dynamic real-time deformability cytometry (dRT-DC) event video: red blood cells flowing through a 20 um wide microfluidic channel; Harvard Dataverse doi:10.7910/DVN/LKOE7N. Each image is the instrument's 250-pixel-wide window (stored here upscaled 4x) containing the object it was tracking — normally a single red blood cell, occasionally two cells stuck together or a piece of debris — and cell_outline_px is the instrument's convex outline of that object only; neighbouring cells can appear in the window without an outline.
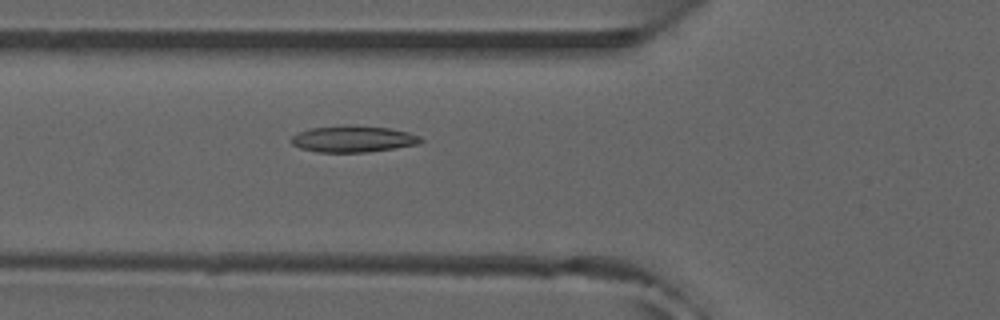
{"species": "common noctule bat (a hibernating species)", "species_latin": "Nyctalus noctula", "temperature_condition": "room temperature", "stored_images_in_passage": 40, "camera_frame_rate_fps": 3000, "um_per_image_px": 0.085, "animal": {"sex": "male", "forearm_length_mm": 52.5}, "frame": {"image": 1, "passage_image": 7, "time_ms": 2.0, "image_size_px": [1000, 320], "cell_outline_px": [[424, 140], [420, 144], [396, 148], [368, 152], [316, 152], [300, 148], [292, 144], [292, 136], [300, 132], [312, 128], [344, 124], [348, 124], [388, 128], [408, 132], [420, 136]], "centroid_in_image_um": [30.05, 11.81], "position_along_channel_um": 95.8, "area_um2": 20.11}, "authors_computed_cell_mechanics": {"area_um2": 18.6405, "velocity_mm_per_s": 3.9373, "shape_relaxation_time_tau1_ms": 10.9401, "shape_relaxation_time_tau2_ms": 3.004, "deformation_change_tau1": 0.2246, "deformation_change_tau2": 0.0941}}